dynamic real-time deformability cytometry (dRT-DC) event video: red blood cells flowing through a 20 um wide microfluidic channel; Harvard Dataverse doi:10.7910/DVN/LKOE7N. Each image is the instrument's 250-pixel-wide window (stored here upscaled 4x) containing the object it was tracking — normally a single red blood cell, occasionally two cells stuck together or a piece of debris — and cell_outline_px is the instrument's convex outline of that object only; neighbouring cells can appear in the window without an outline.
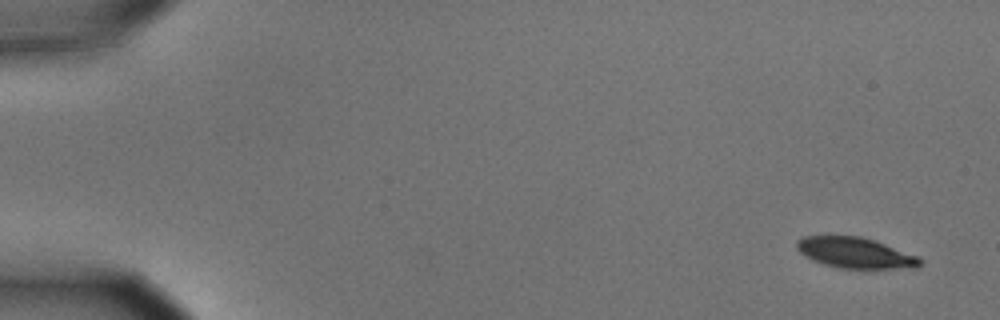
{"species": "common noctule bat (a hibernating species)", "species_latin": "Nyctalus noctula", "temperature_condition": "cold", "stored_images_in_passage": 5, "camera_frame_rate_fps": 3000, "um_per_image_px": 0.085, "animal": {"sex": "male", "body_mass_g": 15.6}, "frame": {"image": 1, "passage_image": 1, "time_ms": 0.0, "image_size_px": [1000, 320], "cell_outline_px": [[924, 264], [916, 268], [840, 268], [824, 264], [812, 260], [804, 256], [796, 248], [796, 240], [804, 236], [860, 236], [920, 256], [924, 260]], "centroid_in_image_um": [72.73, 21.5], "position_along_channel_um": 12.3, "area_um2": 22.14}}
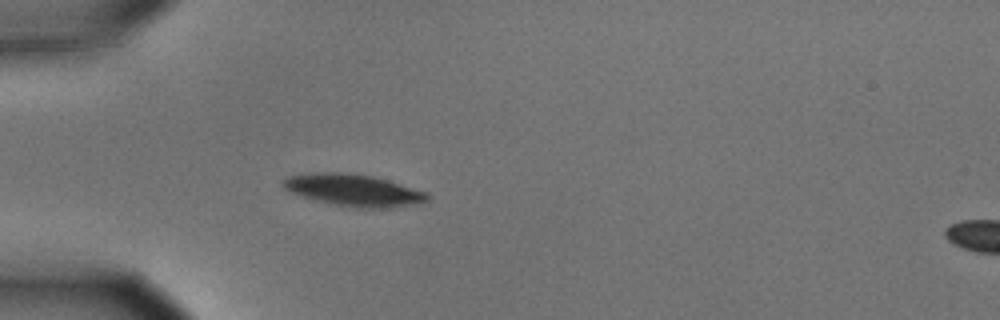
{"frame": {"image": 2, "passage_image": 5, "time_ms": 1.333, "image_size_px": [1000, 320], "cell_outline_px": [[428, 200], [416, 204], [396, 208], [356, 208], [332, 204], [316, 200], [292, 192], [284, 188], [280, 184], [280, 180], [288, 176], [312, 172], [340, 172], [372, 176], [388, 180], [428, 192]], "centroid_in_image_um": [30.05, 16.17], "position_along_channel_um": 54.9, "area_um2": 26.99}}